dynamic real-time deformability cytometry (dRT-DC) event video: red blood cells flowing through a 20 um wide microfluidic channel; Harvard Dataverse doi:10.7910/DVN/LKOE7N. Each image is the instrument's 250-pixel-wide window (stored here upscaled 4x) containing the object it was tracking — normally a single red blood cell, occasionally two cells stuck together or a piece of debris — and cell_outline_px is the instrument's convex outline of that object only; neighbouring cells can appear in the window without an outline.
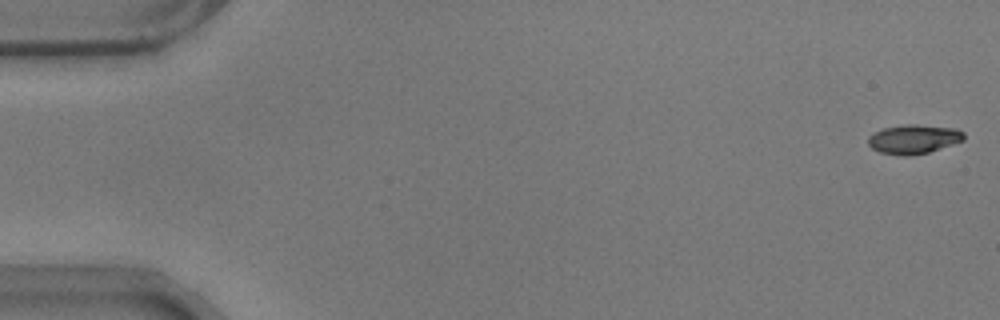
{"species": "common noctule bat (a hibernating species)", "species_latin": "Nyctalus noctula", "temperature_condition": "warm", "stored_images_in_passage": 12, "camera_frame_rate_fps": 3000, "um_per_image_px": 0.085, "animal": {"sex": "male", "body_mass_g": 17.9}, "frame": {"image": 1, "passage_image": 1, "time_ms": 0.0, "image_size_px": [1000, 320], "cell_outline_px": [[964, 140], [928, 152], [912, 156], [904, 156], [880, 152], [872, 148], [868, 144], [868, 136], [884, 128], [908, 124], [916, 124], [956, 128], [964, 132]], "centroid_in_image_um": [77.67, 11.82], "position_along_channel_um": 7.3, "area_um2": 16.18}}